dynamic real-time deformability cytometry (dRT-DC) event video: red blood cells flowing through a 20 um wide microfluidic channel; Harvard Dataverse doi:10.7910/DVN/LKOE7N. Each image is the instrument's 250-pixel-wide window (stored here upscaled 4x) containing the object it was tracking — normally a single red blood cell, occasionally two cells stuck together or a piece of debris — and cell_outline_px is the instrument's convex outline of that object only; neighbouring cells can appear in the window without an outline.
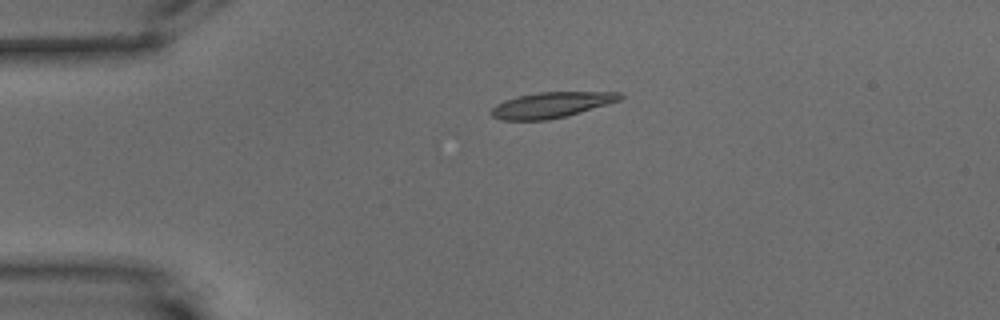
{"species": "common noctule bat (a hibernating species)", "species_latin": "Nyctalus noctula", "temperature_condition": "warm", "stored_images_in_passage": 43, "camera_frame_rate_fps": 3000, "um_per_image_px": 0.085, "animal": {"sex": "male", "body_mass_g": 15.6}, "frame": {"image": 1, "passage_image": 1, "time_ms": 0.0, "image_size_px": [1000, 320], "cell_outline_px": [[624, 96], [620, 100], [568, 116], [548, 120], [500, 120], [492, 116], [488, 112], [496, 104], [504, 100], [516, 96], [536, 92], [620, 92]], "centroid_in_image_um": [46.82, 8.92], "position_along_channel_um": 38.2, "area_um2": 19.42}}
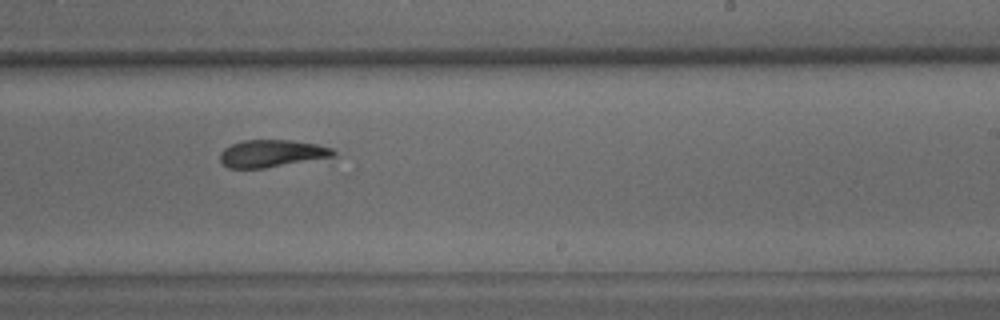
{"frame": {"image": 2, "passage_image": 24, "time_ms": 7.667, "image_size_px": [1000, 320], "cell_outline_px": [[336, 156], [264, 168], [228, 168], [220, 160], [220, 152], [224, 148], [232, 144], [244, 140], [292, 140], [316, 144], [332, 148], [336, 152]], "centroid_in_image_um": [23.1, 13.04], "position_along_channel_um": 265.9, "area_um2": 17.98}}
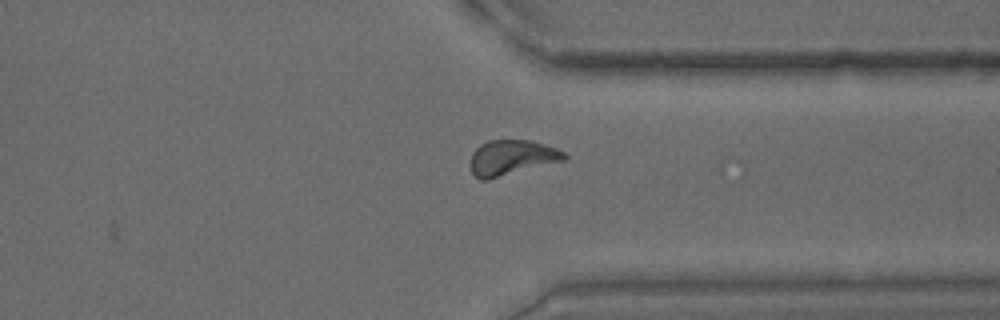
{"frame": {"image": 3, "passage_image": 33, "time_ms": 10.667, "image_size_px": [1000, 320], "cell_outline_px": [[568, 160], [488, 180], [480, 180], [472, 172], [468, 164], [472, 152], [480, 144], [488, 140], [532, 140], [556, 148], [564, 152], [568, 156]], "centroid_in_image_um": [43.5, 13.41], "position_along_channel_um": 367.9, "area_um2": 19.77}, "authors_computed_cell_mechanics": {"area_um2": 18.3226, "velocity_mm_per_s": 3.4225, "shape_relaxation_time_tau1_ms": 6.4904, "shape_relaxation_time_tau2_ms": 5.6502, "deformation_change_tau1": 0.1865, "deformation_change_tau2": 0.1269}}